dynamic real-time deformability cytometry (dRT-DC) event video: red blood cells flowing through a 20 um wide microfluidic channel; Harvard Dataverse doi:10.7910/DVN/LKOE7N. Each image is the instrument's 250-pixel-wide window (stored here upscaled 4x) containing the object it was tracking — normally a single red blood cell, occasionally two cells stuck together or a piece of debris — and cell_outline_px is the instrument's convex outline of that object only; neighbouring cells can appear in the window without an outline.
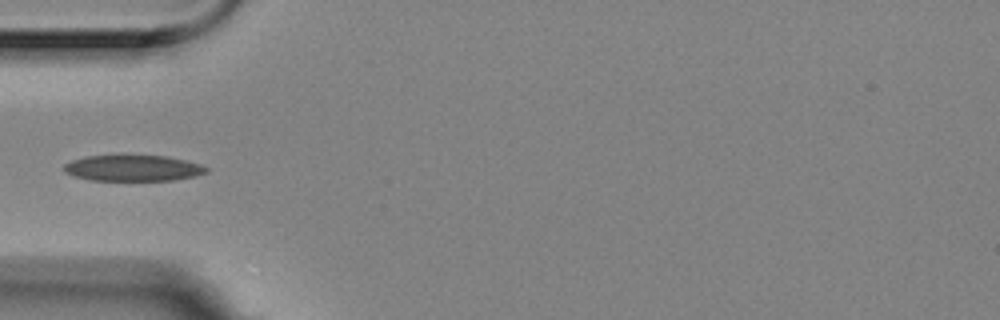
{"species": "Egyptian fruit bat (a non-hibernating species)", "species_latin": "Rousettus aegyptiacus", "temperature_condition": "room temperature", "stored_images_in_passage": 5, "camera_frame_rate_fps": 3000, "um_per_image_px": 0.085, "animal": {"sex": "female"}, "frame": {"image": 1, "passage_image": 5, "time_ms": 1.333, "image_size_px": [1000, 320], "cell_outline_px": [[208, 172], [196, 176], [172, 180], [88, 180], [64, 172], [64, 164], [72, 160], [84, 156], [168, 156], [200, 164], [208, 168]], "centroid_in_image_um": [11.31, 14.29], "position_along_channel_um": 73.7, "area_um2": 21.39}}